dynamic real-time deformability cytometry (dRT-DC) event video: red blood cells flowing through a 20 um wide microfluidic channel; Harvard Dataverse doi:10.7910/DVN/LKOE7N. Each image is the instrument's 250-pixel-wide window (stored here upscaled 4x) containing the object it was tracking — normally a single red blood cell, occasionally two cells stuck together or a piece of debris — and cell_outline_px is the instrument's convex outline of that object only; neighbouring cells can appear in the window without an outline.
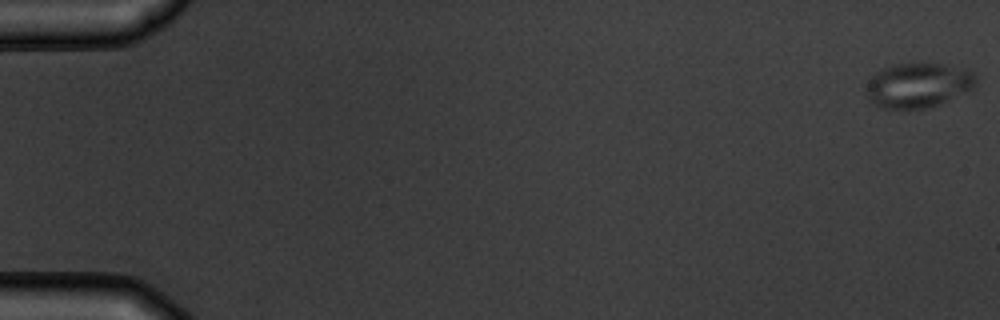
{"species": "common noctule bat (a hibernating species)", "species_latin": "Nyctalus noctula", "temperature_condition": "warm", "stored_images_in_passage": 4, "camera_frame_rate_fps": 3000, "um_per_image_px": 0.085, "animal": {"sex": "male", "body_mass_g": 19.5, "forearm_length_mm": 54.6}, "frame": {"image": 1, "passage_image": 1, "time_ms": 0.0, "image_size_px": [1000, 320], "cell_outline_px": [[976, 80], [972, 88], [932, 108], [884, 108], [868, 100], [868, 84], [872, 76], [876, 72], [892, 64], [940, 64], [964, 68], [972, 72], [976, 76]], "centroid_in_image_um": [78.05, 7.25], "position_along_channel_um": 6.9, "area_um2": 28.09}}